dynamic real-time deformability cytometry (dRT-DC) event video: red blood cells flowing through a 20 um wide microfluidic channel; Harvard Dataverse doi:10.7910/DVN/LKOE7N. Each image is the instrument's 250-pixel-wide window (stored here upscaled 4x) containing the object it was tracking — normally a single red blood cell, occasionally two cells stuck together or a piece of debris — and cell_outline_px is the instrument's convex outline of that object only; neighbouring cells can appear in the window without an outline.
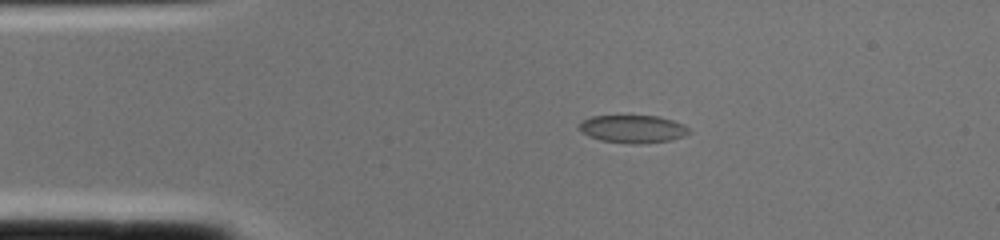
{"species": "common noctule bat (a hibernating species)", "species_latin": "Nyctalus noctula", "temperature_condition": "cold", "stored_images_in_passage": 1, "camera_frame_rate_fps": 3000, "um_per_image_px": 0.085, "animal": {"sex": "female", "body_mass_g": 22.0, "forearm_length_mm": 56.7}, "frame": {"image": 1, "passage_image": 1, "time_ms": 0.0, "image_size_px": [1000, 240], "cell_outline_px": [[692, 132], [684, 136], [672, 140], [640, 144], [636, 144], [600, 140], [588, 136], [580, 132], [576, 128], [580, 120], [592, 116], [656, 116], [672, 120], [684, 124]], "centroid_in_image_um": [53.75, 10.96], "position_along_channel_um": 31.3, "area_um2": 18.03}}